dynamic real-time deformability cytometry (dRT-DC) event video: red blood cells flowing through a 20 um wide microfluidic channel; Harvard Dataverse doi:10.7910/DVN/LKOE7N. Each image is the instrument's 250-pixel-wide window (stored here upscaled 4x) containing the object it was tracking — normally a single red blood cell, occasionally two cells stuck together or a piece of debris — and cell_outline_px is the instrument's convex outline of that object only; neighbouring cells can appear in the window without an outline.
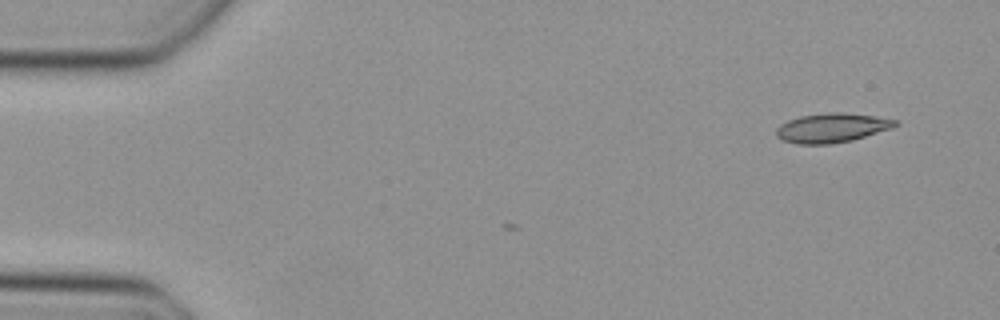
{"species": "Egyptian fruit bat (a non-hibernating species)", "species_latin": "Rousettus aegyptiacus", "temperature_condition": "cold", "stored_images_in_passage": 2, "camera_frame_rate_fps": 3000, "um_per_image_px": 0.085, "animal": {"sex": "female"}, "frame": {"image": 1, "passage_image": 2, "time_ms": 0.333, "image_size_px": [1000, 320], "cell_outline_px": [[900, 124], [892, 128], [852, 140], [832, 144], [796, 144], [784, 140], [776, 136], [776, 128], [780, 124], [788, 120], [800, 116], [828, 112], [840, 112], [872, 116], [900, 120]], "centroid_in_image_um": [70.71, 10.87], "position_along_channel_um": 14.3, "area_um2": 20.35}}